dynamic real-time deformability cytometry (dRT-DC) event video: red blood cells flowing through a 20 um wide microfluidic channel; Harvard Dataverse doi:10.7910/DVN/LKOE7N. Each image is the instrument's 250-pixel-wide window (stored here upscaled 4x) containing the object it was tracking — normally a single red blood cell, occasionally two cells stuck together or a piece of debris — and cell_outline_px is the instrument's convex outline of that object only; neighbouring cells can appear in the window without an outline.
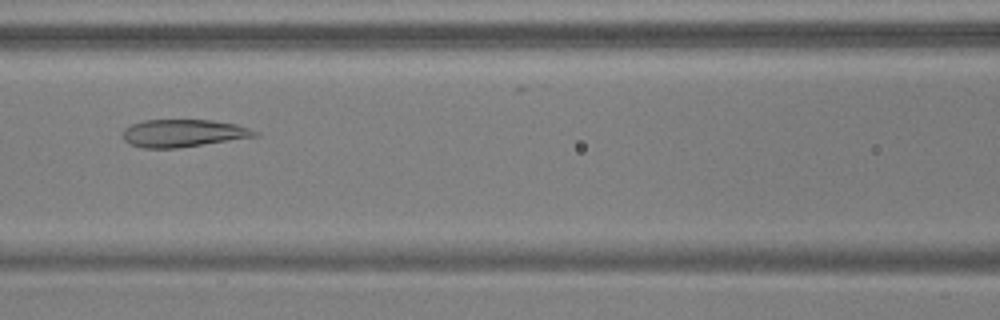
{"species": "common noctule bat (a hibernating species)", "species_latin": "Nyctalus noctula", "temperature_condition": "warm", "stored_images_in_passage": 31, "camera_frame_rate_fps": 3000, "um_per_image_px": 0.085, "animal": {"sex": "male", "body_mass_g": 17.9, "forearm_length_mm": 54.2}, "frame": {"image": 1, "passage_image": 6, "time_ms": 1.667, "image_size_px": [1000, 320], "cell_outline_px": [[260, 136], [176, 148], [144, 148], [128, 144], [124, 140], [124, 128], [132, 124], [144, 120], [212, 120], [236, 124], [260, 132]], "centroid_in_image_um": [15.59, 11.32], "position_along_channel_um": 151.0, "area_um2": 21.21}}
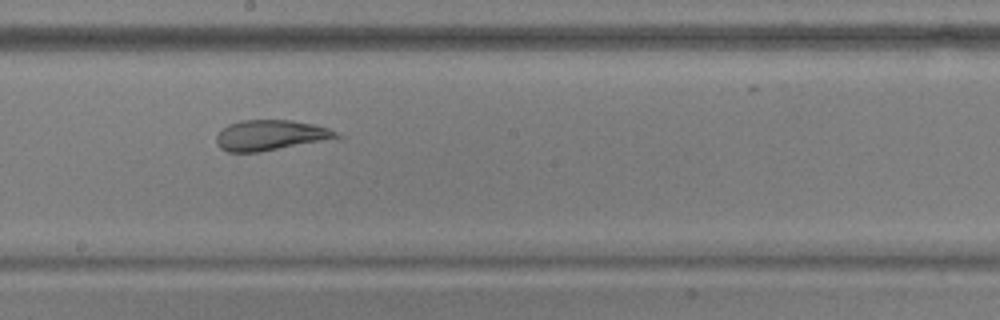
{"frame": {"image": 2, "passage_image": 12, "time_ms": 3.667, "image_size_px": [1000, 320], "cell_outline_px": [[348, 136], [340, 140], [260, 152], [228, 152], [220, 148], [216, 144], [216, 136], [228, 124], [240, 120], [292, 120], [316, 124], [328, 128]], "centroid_in_image_um": [23.18, 11.51], "position_along_channel_um": 225.0, "area_um2": 22.31}}
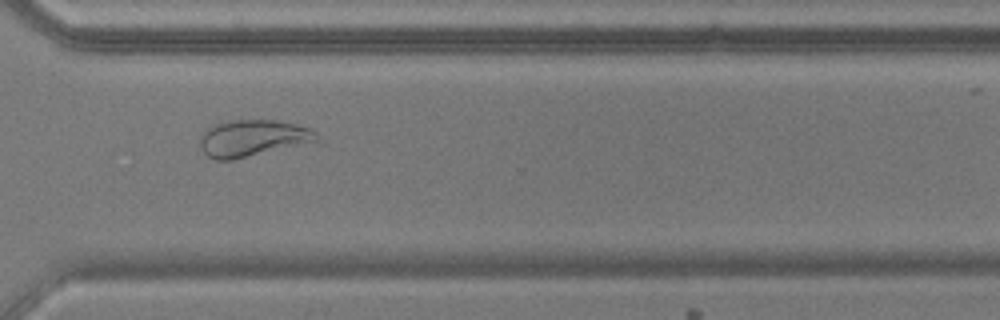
{"frame": {"image": 3, "passage_image": 22, "time_ms": 7.0, "image_size_px": [1000, 320], "cell_outline_px": [[316, 140], [232, 160], [216, 160], [208, 156], [200, 148], [200, 136], [208, 128], [216, 124], [228, 120], [276, 120], [296, 124], [308, 128], [316, 132]], "centroid_in_image_um": [21.39, 11.73], "position_along_channel_um": 349.2, "area_um2": 24.28}, "authors_computed_cell_mechanics": {"area_um2": 22.4264, "velocity_mm_per_s": 3.7143, "shape_relaxation_time_tau1_ms": null, "shape_relaxation_time_tau2_ms": 0.8415, "deformation_change_tau1": null, "deformation_change_tau2": 0.0874}}